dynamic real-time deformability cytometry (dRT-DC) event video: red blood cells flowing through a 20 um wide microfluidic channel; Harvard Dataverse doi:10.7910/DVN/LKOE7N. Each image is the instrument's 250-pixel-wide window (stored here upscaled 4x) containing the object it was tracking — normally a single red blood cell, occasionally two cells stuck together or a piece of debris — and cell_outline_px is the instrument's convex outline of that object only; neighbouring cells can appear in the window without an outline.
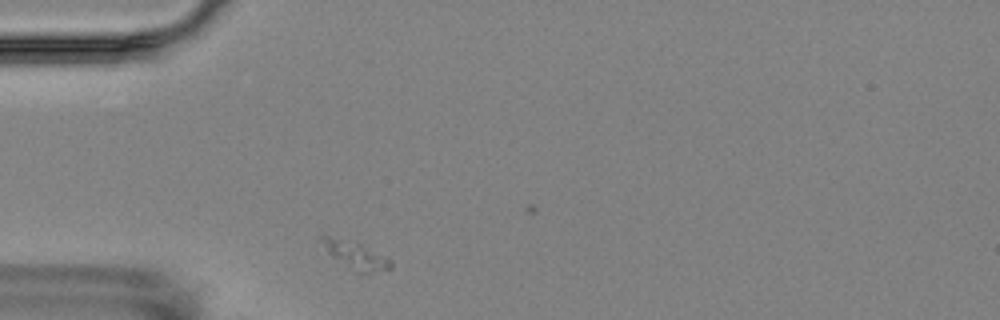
{"species": "Egyptian fruit bat (a non-hibernating species)", "species_latin": "Rousettus aegyptiacus", "temperature_condition": "room temperature", "stored_images_in_passage": 1, "camera_frame_rate_fps": 3000, "um_per_image_px": 0.085, "animal": {"sex": "female"}, "frame": {"image": 1, "passage_image": 1, "time_ms": 0.0, "image_size_px": [1000, 320], "cell_outline_px": [[392, 268], [372, 272], [360, 272], [332, 256], [316, 240], [320, 236], [328, 236], [360, 244], [388, 256], [392, 260]], "centroid_in_image_um": [30.24, 21.66], "position_along_channel_um": 54.8, "area_um2": 10.64}}